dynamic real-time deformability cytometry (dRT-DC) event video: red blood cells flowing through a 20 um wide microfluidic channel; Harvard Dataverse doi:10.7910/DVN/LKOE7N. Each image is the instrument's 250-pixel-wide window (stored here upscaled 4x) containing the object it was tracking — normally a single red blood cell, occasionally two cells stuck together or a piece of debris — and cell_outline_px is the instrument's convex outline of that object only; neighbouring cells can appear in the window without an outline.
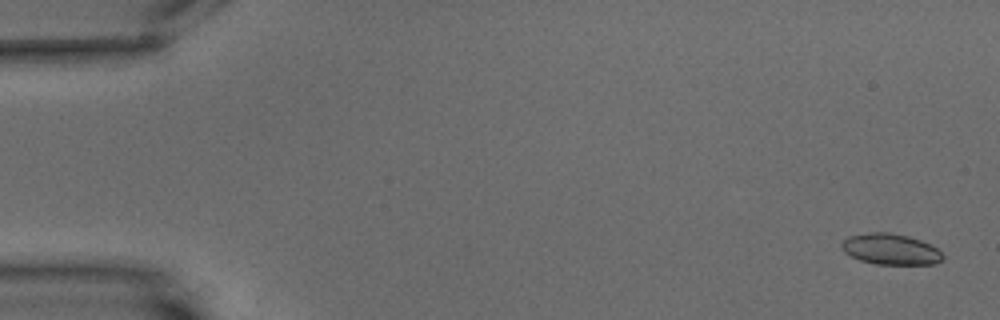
{"species": "common noctule bat (a hibernating species)", "species_latin": "Nyctalus noctula", "temperature_condition": "warm", "stored_images_in_passage": 5, "camera_frame_rate_fps": 3000, "um_per_image_px": 0.085, "animal": {"sex": "male", "body_mass_g": 15.6}, "frame": {"image": 1, "passage_image": 1, "time_ms": 0.0, "image_size_px": [1000, 320], "cell_outline_px": [[944, 256], [936, 264], [876, 264], [860, 260], [844, 252], [840, 244], [848, 236], [872, 232], [888, 232], [908, 236], [920, 240], [936, 248]], "centroid_in_image_um": [75.68, 21.18], "position_along_channel_um": 9.3, "area_um2": 18.03}}